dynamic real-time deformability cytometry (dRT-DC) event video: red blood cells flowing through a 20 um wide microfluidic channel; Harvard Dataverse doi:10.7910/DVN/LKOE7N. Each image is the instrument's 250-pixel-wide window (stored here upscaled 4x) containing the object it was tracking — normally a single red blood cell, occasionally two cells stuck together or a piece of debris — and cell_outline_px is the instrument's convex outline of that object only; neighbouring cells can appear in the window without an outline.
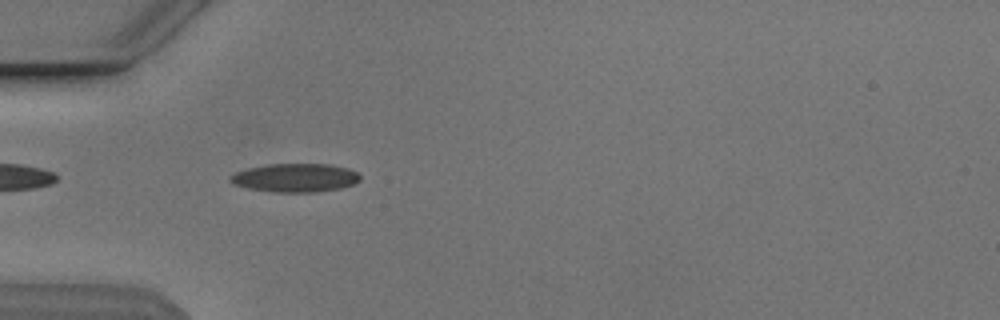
{"species": "Egyptian fruit bat (a non-hibernating species)", "species_latin": "Rousettus aegyptiacus", "temperature_condition": "cold", "stored_images_in_passage": 34, "camera_frame_rate_fps": 3000, "um_per_image_px": 0.085, "animal": {"sex": "male"}, "frame": {"image": 1, "passage_image": 3, "time_ms": 0.667, "image_size_px": [1000, 320], "cell_outline_px": [[360, 180], [352, 184], [340, 188], [316, 192], [272, 192], [248, 188], [236, 184], [228, 180], [228, 176], [236, 172], [248, 168], [268, 164], [328, 164], [348, 168], [356, 172], [360, 176]], "centroid_in_image_um": [25.08, 15.11], "position_along_channel_um": 59.9, "area_um2": 21.5}}
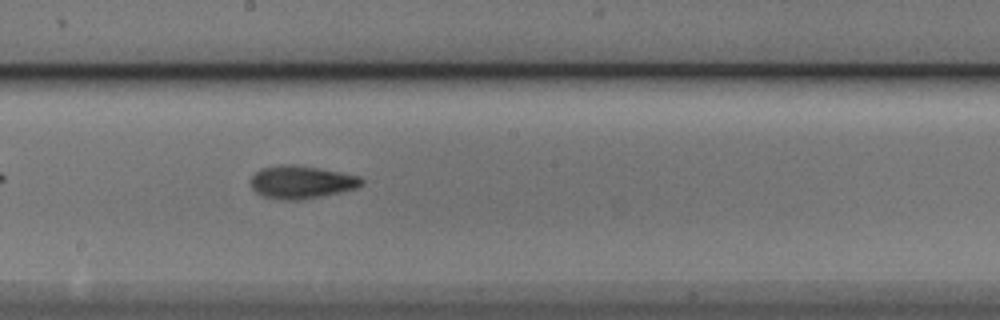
{"frame": {"image": 2, "passage_image": 16, "time_ms": 5.0, "image_size_px": [1000, 320], "cell_outline_px": [[364, 184], [356, 188], [340, 192], [300, 200], [280, 200], [264, 196], [256, 192], [252, 188], [252, 176], [260, 168], [280, 164], [292, 164], [340, 172], [360, 176], [364, 180]], "centroid_in_image_um": [25.62, 15.47], "position_along_channel_um": 222.6, "area_um2": 21.15}}
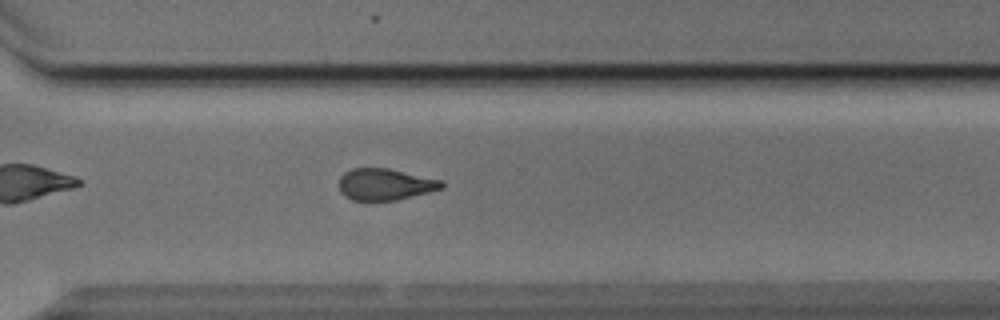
{"frame": {"image": 3, "passage_image": 25, "time_ms": 8.0, "image_size_px": [1000, 320], "cell_outline_px": [[444, 188], [396, 200], [352, 200], [344, 196], [340, 192], [340, 176], [344, 172], [352, 168], [388, 168], [444, 180]], "centroid_in_image_um": [32.75, 15.66], "position_along_channel_um": 337.9, "area_um2": 18.96}}